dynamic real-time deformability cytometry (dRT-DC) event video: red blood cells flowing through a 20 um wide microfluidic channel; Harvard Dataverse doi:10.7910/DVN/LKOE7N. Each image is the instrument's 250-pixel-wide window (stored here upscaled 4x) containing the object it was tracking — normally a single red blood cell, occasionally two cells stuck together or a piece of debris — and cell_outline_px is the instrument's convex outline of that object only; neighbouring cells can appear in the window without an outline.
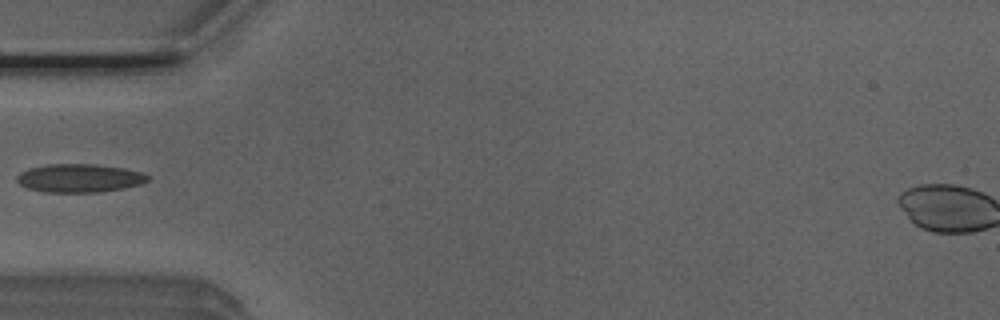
{"species": "Egyptian fruit bat (a non-hibernating species)", "species_latin": "Rousettus aegyptiacus", "temperature_condition": "room temperature", "stored_images_in_passage": 36, "camera_frame_rate_fps": 3000, "um_per_image_px": 0.085, "animal": {"sex": "male"}, "frame": {"image": 1, "passage_image": 1, "time_ms": 0.0, "image_size_px": [1000, 320], "cell_outline_px": [[148, 180], [140, 184], [124, 188], [100, 192], [44, 192], [28, 188], [20, 184], [16, 180], [16, 176], [20, 172], [28, 168], [48, 164], [96, 164], [124, 168], [140, 172], [148, 176]], "centroid_in_image_um": [6.71, 15.14], "position_along_channel_um": 78.3, "area_um2": 21.62}}
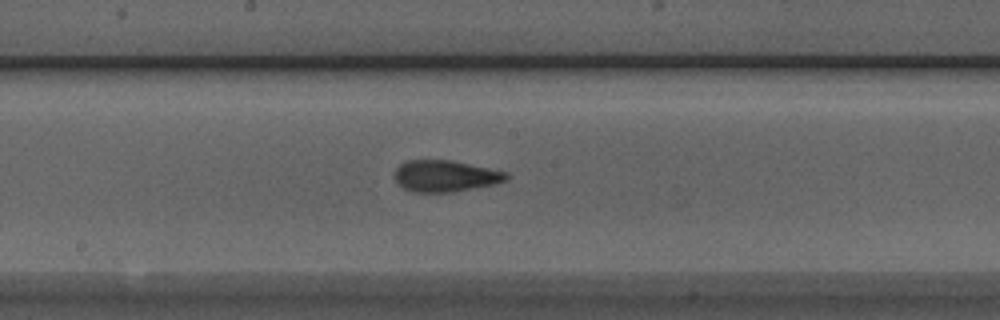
{"frame": {"image": 2, "passage_image": 11, "time_ms": 3.333, "image_size_px": [1000, 320], "cell_outline_px": [[512, 176], [508, 180], [496, 184], [452, 192], [412, 192], [404, 188], [396, 180], [396, 168], [404, 160], [452, 160], [508, 172]], "centroid_in_image_um": [37.91, 14.95], "position_along_channel_um": 210.3, "area_um2": 20.63}}
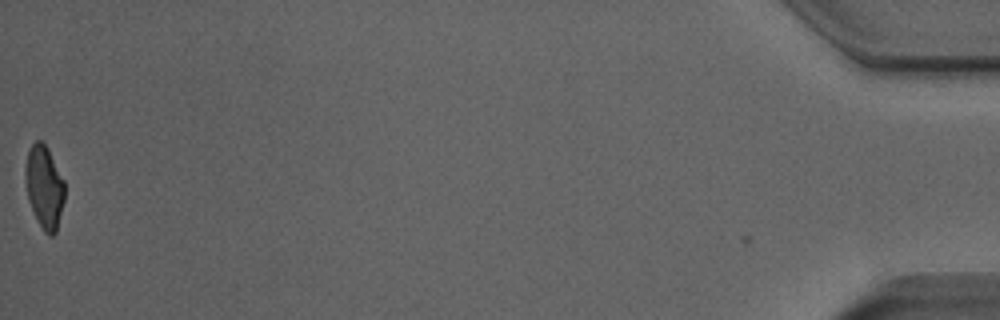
{"frame": {"image": 3, "passage_image": 36, "time_ms": 11.667, "image_size_px": [1000, 320], "cell_outline_px": [[64, 200], [56, 232], [52, 236], [48, 236], [44, 232], [28, 200], [24, 176], [24, 168], [28, 152], [32, 144], [36, 140], [40, 140], [48, 148], [64, 180]], "centroid_in_image_um": [3.76, 15.88], "position_along_channel_um": 431.4, "area_um2": 18.9}}